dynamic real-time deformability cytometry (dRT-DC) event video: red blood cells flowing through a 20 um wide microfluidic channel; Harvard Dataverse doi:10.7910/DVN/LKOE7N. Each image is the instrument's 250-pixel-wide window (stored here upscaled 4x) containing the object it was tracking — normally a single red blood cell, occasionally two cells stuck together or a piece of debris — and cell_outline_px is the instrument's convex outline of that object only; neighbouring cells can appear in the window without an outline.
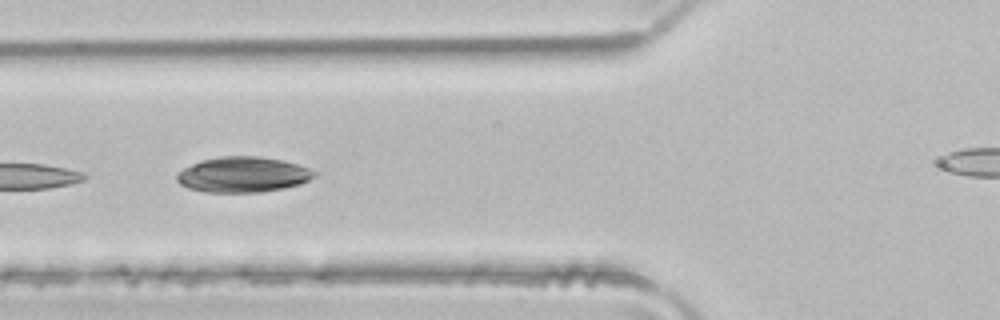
{"species": "common noctule bat (a hibernating species)", "species_latin": "Nyctalus noctula", "temperature_condition": "room temperature", "stored_images_in_passage": 7, "camera_frame_rate_fps": 3000, "um_per_image_px": 0.085, "animal": {"sex": "male", "body_mass_g": 21.5, "forearm_length_mm": 52.0}, "frame": {"image": 1, "passage_image": 5, "time_ms": 1.333, "image_size_px": [1000, 320], "cell_outline_px": [[316, 176], [300, 184], [284, 188], [264, 192], [204, 192], [188, 188], [180, 184], [176, 180], [176, 172], [192, 164], [204, 160], [220, 156], [260, 156], [284, 160], [308, 168], [316, 172]], "centroid_in_image_um": [20.64, 14.84], "position_along_channel_um": 105.2, "area_um2": 28.5}}
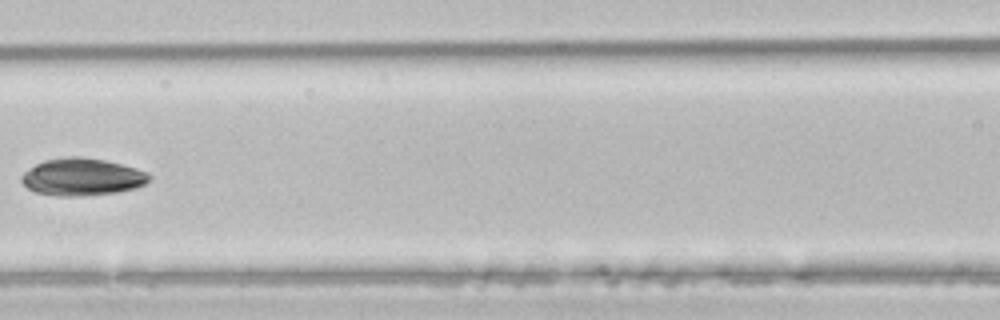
{"frame": {"image": 2, "passage_image": 6, "time_ms": 1.667, "image_size_px": [1000, 320], "cell_outline_px": [[152, 176], [144, 184], [136, 188], [120, 192], [80, 196], [56, 196], [36, 192], [28, 188], [20, 180], [20, 176], [24, 172], [36, 164], [44, 160], [68, 156], [80, 156], [104, 160], [136, 168], [148, 172]], "centroid_in_image_um": [6.98, 15.04], "position_along_channel_um": 159.6, "area_um2": 27.86}}
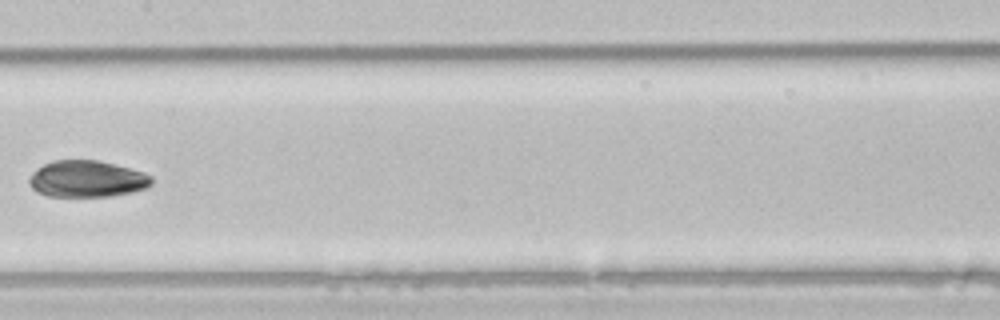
{"frame": {"image": 3, "passage_image": 7, "time_ms": 2.0, "image_size_px": [1000, 320], "cell_outline_px": [[152, 184], [148, 188], [132, 192], [112, 196], [48, 196], [36, 192], [28, 184], [28, 180], [32, 172], [44, 164], [52, 160], [96, 160], [144, 172], [152, 176]], "centroid_in_image_um": [7.38, 15.21], "position_along_channel_um": 200.0, "area_um2": 26.18}}